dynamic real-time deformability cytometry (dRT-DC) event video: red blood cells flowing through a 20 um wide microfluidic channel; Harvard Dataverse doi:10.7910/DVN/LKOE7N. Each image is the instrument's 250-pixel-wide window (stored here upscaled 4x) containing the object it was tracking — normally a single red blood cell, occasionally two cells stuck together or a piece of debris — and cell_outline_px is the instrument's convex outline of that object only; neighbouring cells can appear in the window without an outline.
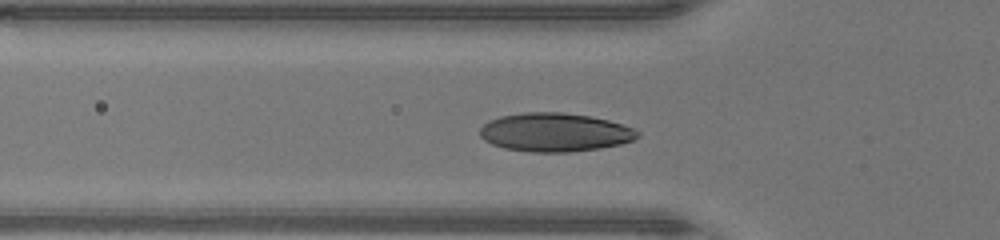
{"species": "human", "species_latin": "Homo sapiens", "temperature_condition": "warm", "stored_images_in_passage": 31, "camera_frame_rate_fps": 3000, "um_per_image_px": 0.085, "donor": {"sex": "male"}, "frame": {"image": 1, "passage_image": 4, "time_ms": 1.0, "image_size_px": [1000, 240], "cell_outline_px": [[640, 136], [636, 140], [620, 144], [600, 148], [568, 152], [528, 152], [504, 148], [492, 144], [484, 140], [480, 136], [480, 128], [488, 120], [500, 116], [524, 112], [560, 112], [592, 116], [608, 120], [632, 128], [640, 132]], "centroid_in_image_um": [47.16, 11.24], "position_along_channel_um": 78.6, "area_um2": 35.66}}
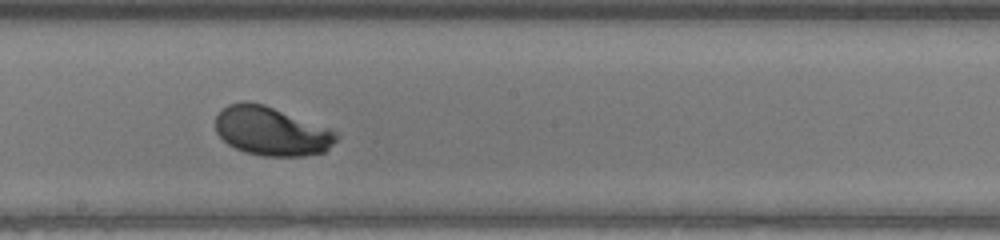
{"frame": {"image": 2, "passage_image": 14, "time_ms": 4.333, "image_size_px": [1000, 240], "cell_outline_px": [[340, 136], [324, 152], [304, 156], [264, 156], [244, 152], [228, 144], [216, 132], [216, 116], [228, 104], [240, 100], [244, 100], [264, 104], [332, 128]], "centroid_in_image_um": [23.09, 11.13], "position_along_channel_um": 225.1, "area_um2": 34.68}}
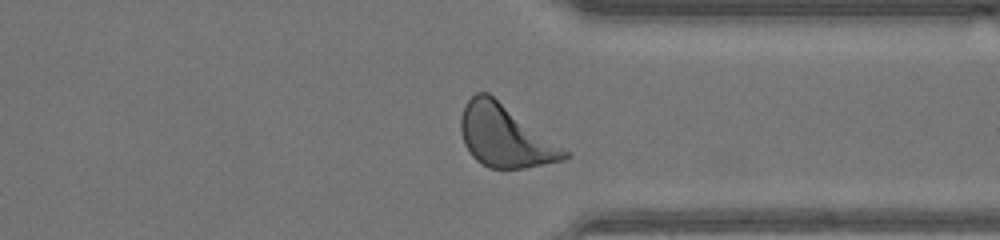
{"frame": {"image": 3, "passage_image": 24, "time_ms": 7.667, "image_size_px": [1000, 240], "cell_outline_px": [[572, 156], [564, 160], [524, 168], [488, 168], [476, 160], [472, 156], [464, 144], [460, 132], [460, 120], [464, 104], [476, 92], [488, 92], [568, 152]], "centroid_in_image_um": [42.88, 11.57], "position_along_channel_um": 368.5, "area_um2": 36.99}}